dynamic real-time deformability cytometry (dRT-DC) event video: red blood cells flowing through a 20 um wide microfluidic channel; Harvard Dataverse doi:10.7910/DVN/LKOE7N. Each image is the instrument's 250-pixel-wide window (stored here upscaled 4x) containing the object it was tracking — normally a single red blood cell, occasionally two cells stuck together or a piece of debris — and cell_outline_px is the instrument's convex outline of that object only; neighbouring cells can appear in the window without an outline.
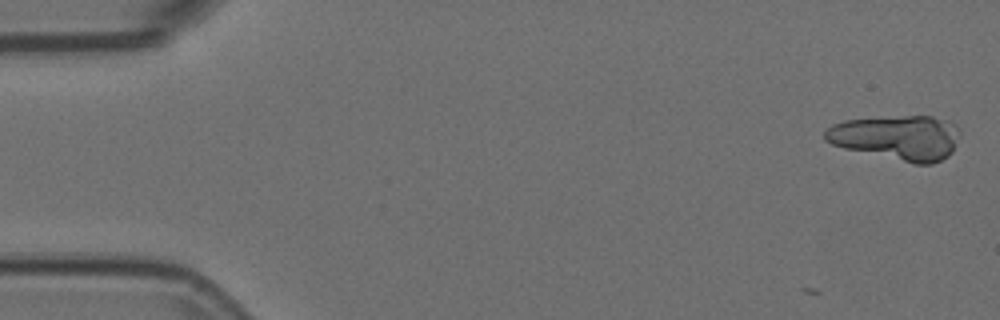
{"species": "Egyptian fruit bat (a non-hibernating species)", "species_latin": "Rousettus aegyptiacus", "temperature_condition": "room temperature", "stored_images_in_passage": 3, "camera_frame_rate_fps": 3000, "um_per_image_px": 0.085, "animal": {"sex": "female"}, "frame": {"image": 1, "passage_image": 1, "time_ms": 0.0, "image_size_px": [1000, 320], "cell_outline_px": [[960, 136], [952, 152], [948, 156], [932, 164], [916, 164], [844, 148], [832, 144], [824, 140], [824, 132], [832, 124], [844, 120], [904, 116], [932, 116], [948, 120], [956, 124], [960, 132]], "centroid_in_image_um": [76.29, 11.69], "position_along_channel_um": 8.7, "area_um2": 35.26}}